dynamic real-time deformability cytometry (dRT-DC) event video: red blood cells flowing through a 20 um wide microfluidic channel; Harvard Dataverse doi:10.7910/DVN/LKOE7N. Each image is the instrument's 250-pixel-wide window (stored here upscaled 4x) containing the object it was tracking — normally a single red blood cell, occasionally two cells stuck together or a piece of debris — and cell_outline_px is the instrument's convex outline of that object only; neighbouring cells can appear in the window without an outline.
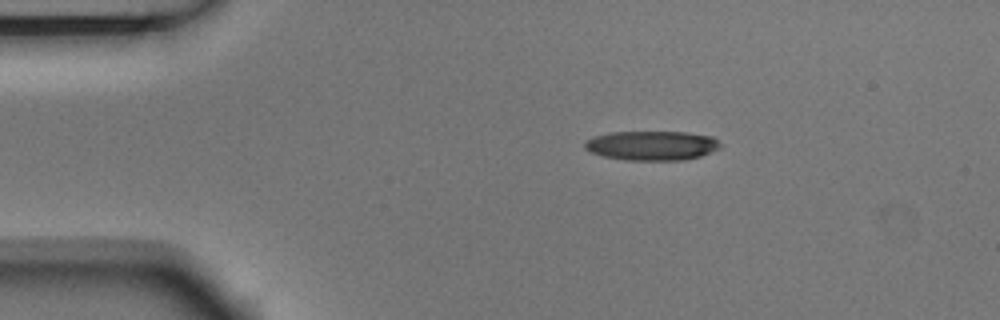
{"species": "Egyptian fruit bat (a non-hibernating species)", "species_latin": "Rousettus aegyptiacus", "temperature_condition": "room temperature", "stored_images_in_passage": 2, "camera_frame_rate_fps": 3000, "um_per_image_px": 0.085, "animal": {"sex": "male"}, "frame": {"image": 1, "passage_image": 1, "time_ms": 0.0, "image_size_px": [1000, 320], "cell_outline_px": [[720, 148], [700, 156], [684, 160], [628, 160], [604, 156], [588, 152], [584, 148], [584, 140], [592, 136], [608, 132], [688, 132], [712, 136], [720, 144]], "centroid_in_image_um": [55.35, 12.36], "position_along_channel_um": 29.7, "area_um2": 23.41}}